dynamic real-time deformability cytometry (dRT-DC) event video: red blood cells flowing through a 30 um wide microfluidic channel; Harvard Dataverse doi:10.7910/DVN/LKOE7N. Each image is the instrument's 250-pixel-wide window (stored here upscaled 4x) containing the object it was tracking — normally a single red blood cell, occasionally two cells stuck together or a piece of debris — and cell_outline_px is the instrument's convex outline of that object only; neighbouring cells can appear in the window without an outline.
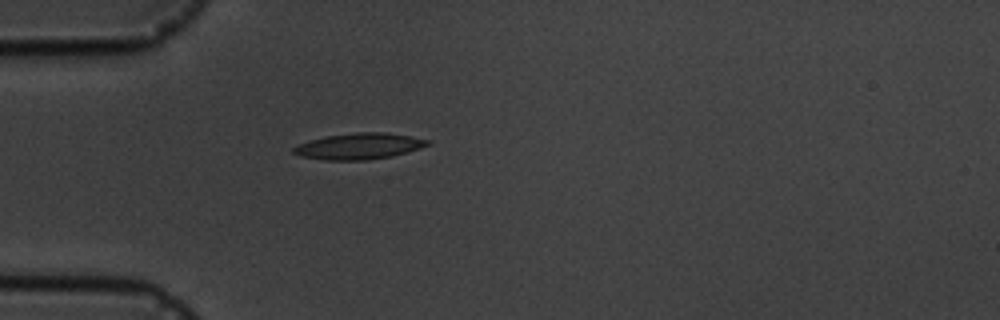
{"species": "common noctule bat (a hibernating species)", "species_latin": "Nyctalus noctula", "temperature_condition": "cold", "stored_images_in_passage": 1, "camera_frame_rate_fps": 3000, "um_per_image_px": 0.085, "animal": {"sex": "male", "body_mass_g": 19.5, "forearm_length_mm": 54.6}, "frame": {"image": 1, "passage_image": 1, "time_ms": 0.0, "image_size_px": [1000, 320], "cell_outline_px": [[432, 140], [428, 144], [420, 148], [392, 156], [368, 160], [324, 160], [300, 156], [292, 152], [292, 148], [300, 144], [324, 136], [356, 132], [384, 132], [412, 136]], "centroid_in_image_um": [30.53, 12.42], "position_along_channel_um": 54.5, "area_um2": 20.4}}